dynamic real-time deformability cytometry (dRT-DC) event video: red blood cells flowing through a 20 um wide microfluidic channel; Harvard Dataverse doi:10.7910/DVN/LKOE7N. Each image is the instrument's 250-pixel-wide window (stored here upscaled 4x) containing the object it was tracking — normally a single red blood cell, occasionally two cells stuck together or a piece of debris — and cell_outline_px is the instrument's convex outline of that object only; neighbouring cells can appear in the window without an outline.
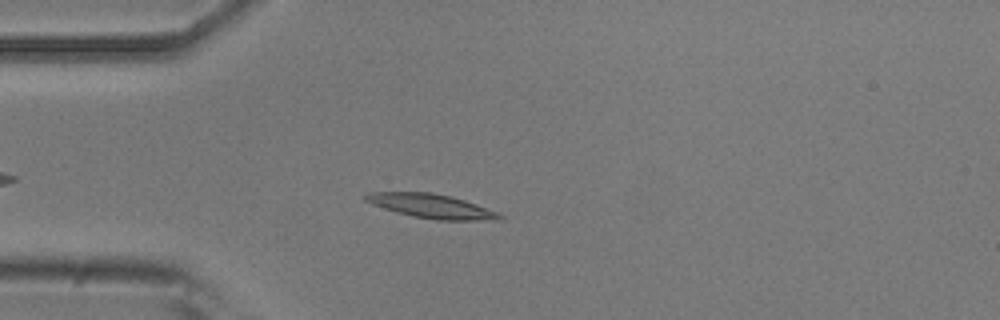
{"species": "common noctule bat (a hibernating species)", "species_latin": "Nyctalus noctula", "temperature_condition": "room temperature", "stored_images_in_passage": 47, "camera_frame_rate_fps": 3000, "um_per_image_px": 0.085, "animal": {"sex": "male", "body_mass_g": 20.5, "forearm_length_mm": 52.5}, "frame": {"image": 1, "passage_image": 8, "time_ms": 2.333, "image_size_px": [1000, 320], "cell_outline_px": [[504, 216], [500, 220], [436, 220], [412, 216], [396, 212], [372, 204], [364, 200], [364, 196], [372, 192], [432, 192], [452, 196], [476, 204], [496, 212]], "centroid_in_image_um": [36.67, 17.52], "position_along_channel_um": 48.3, "area_um2": 18.73}}
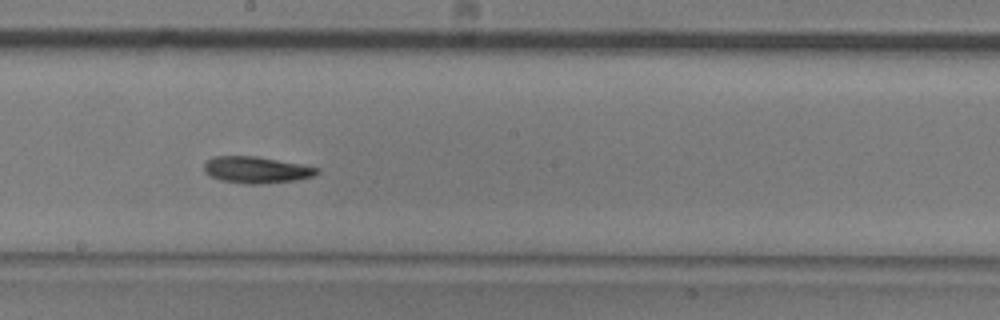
{"frame": {"image": 2, "passage_image": 23, "time_ms": 7.333, "image_size_px": [1000, 320], "cell_outline_px": [[320, 172], [312, 176], [296, 180], [260, 184], [248, 184], [220, 180], [204, 172], [204, 164], [208, 160], [216, 156], [256, 156], [300, 164], [320, 168]], "centroid_in_image_um": [21.8, 14.44], "position_along_channel_um": 226.4, "area_um2": 17.34}}
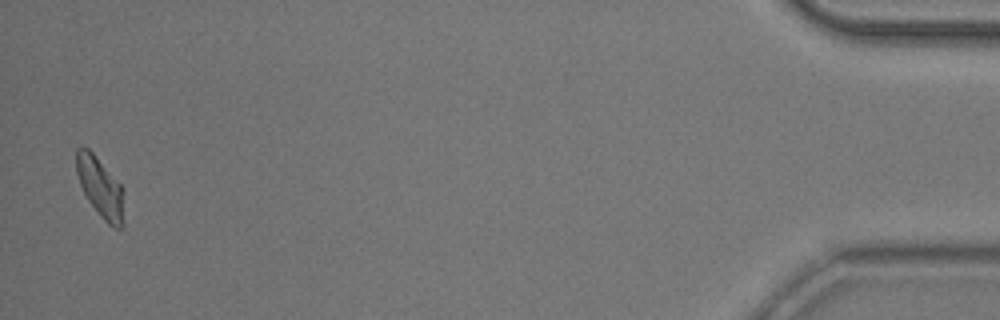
{"frame": {"image": 3, "passage_image": 46, "time_ms": 15.0, "image_size_px": [1000, 320], "cell_outline_px": [[124, 228], [112, 228], [100, 216], [88, 200], [80, 184], [76, 172], [76, 148], [88, 148], [92, 152], [124, 188]], "centroid_in_image_um": [8.57, 15.98], "position_along_channel_um": 426.6, "area_um2": 16.82}, "authors_computed_cell_mechanics": {"area_um2": 17.1666, "velocity_mm_per_s": 3.7917, "shape_relaxation_time_tau1_ms": 4.3581, "shape_relaxation_time_tau2_ms": 7.0921, "deformation_change_tau1": 0.1616, "deformation_change_tau2": 0.1483}}